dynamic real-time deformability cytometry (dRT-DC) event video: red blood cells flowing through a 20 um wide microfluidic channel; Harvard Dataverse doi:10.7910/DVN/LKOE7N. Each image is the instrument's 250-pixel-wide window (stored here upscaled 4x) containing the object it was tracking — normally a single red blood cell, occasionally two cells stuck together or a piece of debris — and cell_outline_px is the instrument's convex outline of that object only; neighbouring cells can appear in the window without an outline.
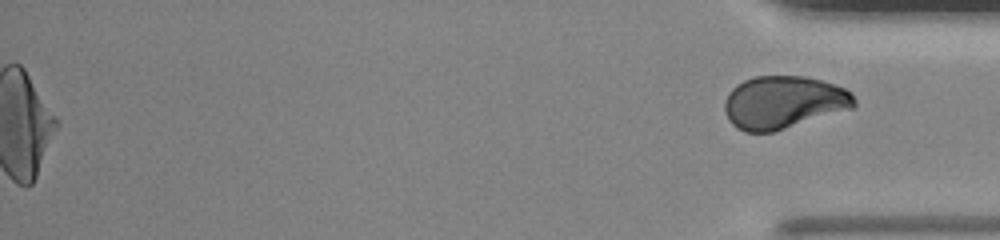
{"species": "human", "species_latin": "Homo sapiens", "temperature_condition": "room temperature", "stored_images_in_passage": 48, "segment_of_instrument_passage": [2, 2], "camera_frame_rate_fps": 3000, "um_per_image_px": 0.085, "donor": {"sex": "male"}, "frame": {"image": 1, "passage_image": 48, "time_ms": 15.667, "image_size_px": [1000, 240], "cell_outline_px": [[856, 104], [852, 108], [772, 132], [744, 132], [736, 128], [728, 120], [724, 112], [724, 100], [728, 92], [736, 84], [744, 80], [756, 76], [804, 76], [820, 80], [844, 88], [852, 92], [856, 100]], "centroid_in_image_um": [66.56, 8.69], "position_along_channel_um": 368.6, "area_um2": 39.88}}